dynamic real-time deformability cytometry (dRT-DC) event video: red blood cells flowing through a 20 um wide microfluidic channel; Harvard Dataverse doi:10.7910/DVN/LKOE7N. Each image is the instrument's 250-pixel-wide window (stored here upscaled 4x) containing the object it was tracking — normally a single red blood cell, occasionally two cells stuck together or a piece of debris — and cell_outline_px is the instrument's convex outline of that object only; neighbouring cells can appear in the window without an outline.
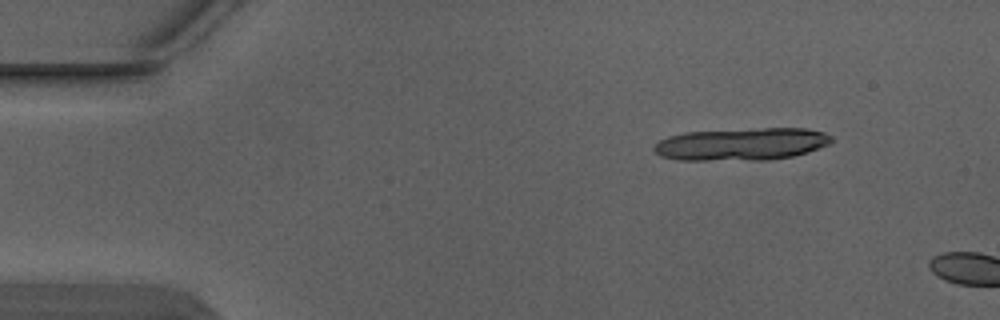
{"species": "Egyptian fruit bat (a non-hibernating species)", "species_latin": "Rousettus aegyptiacus", "temperature_condition": "warm", "stored_images_in_passage": 2, "camera_frame_rate_fps": 3000, "um_per_image_px": 0.085, "animal": {"sex": "male"}, "frame": {"image": 1, "passage_image": 1, "time_ms": 0.0, "image_size_px": [1000, 320], "cell_outline_px": [[832, 140], [828, 144], [808, 152], [792, 156], [768, 160], [680, 160], [660, 156], [652, 148], [660, 140], [668, 136], [684, 132], [764, 128], [804, 128], [824, 132], [832, 136]], "centroid_in_image_um": [63.03, 12.25], "position_along_channel_um": 22.0, "area_um2": 33.58}}